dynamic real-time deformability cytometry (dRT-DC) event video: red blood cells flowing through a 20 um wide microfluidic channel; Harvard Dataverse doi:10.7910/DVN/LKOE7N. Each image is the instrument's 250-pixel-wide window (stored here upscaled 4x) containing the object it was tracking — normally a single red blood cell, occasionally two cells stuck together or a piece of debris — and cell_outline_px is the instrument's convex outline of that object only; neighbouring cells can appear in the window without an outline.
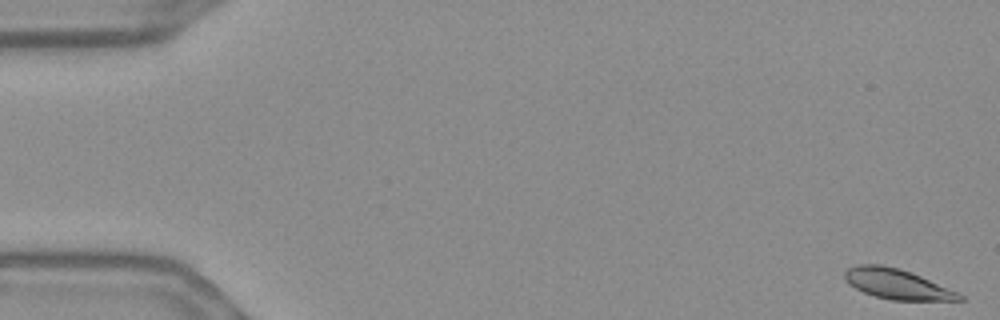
{"species": "Egyptian fruit bat (a non-hibernating species)", "species_latin": "Rousettus aegyptiacus", "temperature_condition": "warm", "stored_images_in_passage": 56, "camera_frame_rate_fps": 3000, "um_per_image_px": 0.085, "frame": {"image": 1, "passage_image": 1, "time_ms": 0.0, "image_size_px": [1000, 320], "cell_outline_px": [[964, 300], [892, 300], [876, 296], [864, 292], [848, 284], [844, 280], [844, 272], [848, 268], [856, 264], [880, 264], [896, 268], [920, 276], [956, 292], [964, 296]], "centroid_in_image_um": [76.17, 24.14], "position_along_channel_um": 8.8, "area_um2": 19.71}}
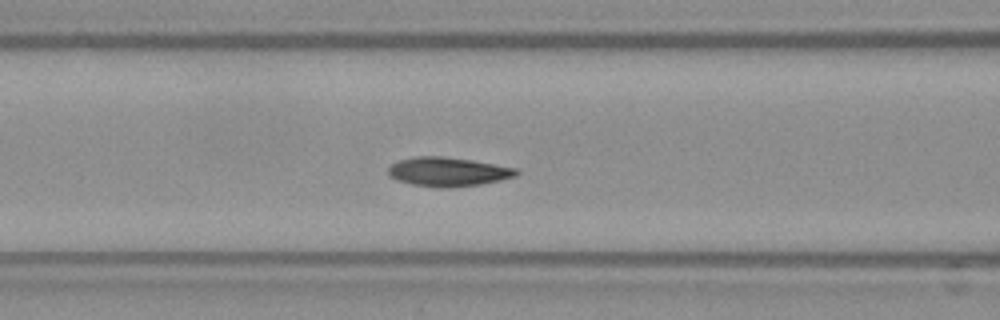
{"frame": {"image": 2, "passage_image": 23, "time_ms": 7.333, "image_size_px": [1000, 320], "cell_outline_px": [[520, 172], [516, 176], [500, 180], [480, 184], [452, 188], [440, 188], [412, 184], [396, 180], [388, 176], [388, 168], [392, 164], [400, 160], [416, 156], [444, 156], [472, 160], [520, 168]], "centroid_in_image_um": [38.11, 14.6], "position_along_channel_um": 128.5, "area_um2": 21.96}}
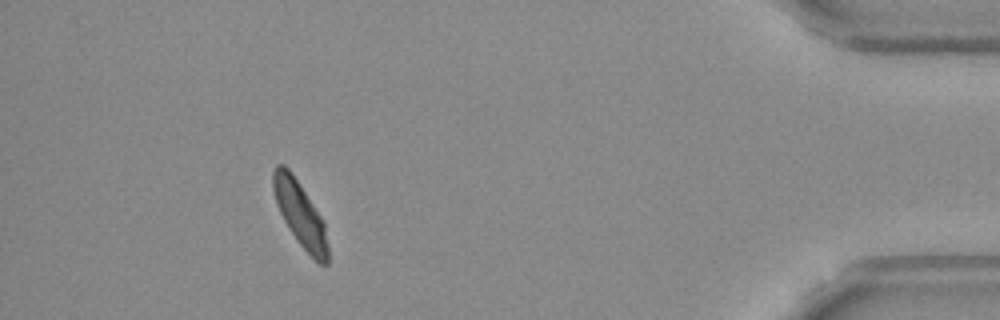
{"frame": {"image": 3, "passage_image": 51, "time_ms": 16.667, "image_size_px": [1000, 320], "cell_outline_px": [[328, 264], [320, 264], [300, 244], [284, 220], [276, 204], [272, 188], [272, 172], [276, 164], [284, 164], [288, 168], [320, 216], [324, 224], [328, 244]], "centroid_in_image_um": [25.48, 18.17], "position_along_channel_um": 409.7, "area_um2": 20.06}, "authors_computed_cell_mechanics": {"area_um2": 20.8369, "velocity_mm_per_s": 3.6269, "shape_relaxation_time_tau1_ms": 2.1746, "shape_relaxation_time_tau2_ms": 4.0758, "deformation_change_tau1": 0.1019, "deformation_change_tau2": 0.0641}}